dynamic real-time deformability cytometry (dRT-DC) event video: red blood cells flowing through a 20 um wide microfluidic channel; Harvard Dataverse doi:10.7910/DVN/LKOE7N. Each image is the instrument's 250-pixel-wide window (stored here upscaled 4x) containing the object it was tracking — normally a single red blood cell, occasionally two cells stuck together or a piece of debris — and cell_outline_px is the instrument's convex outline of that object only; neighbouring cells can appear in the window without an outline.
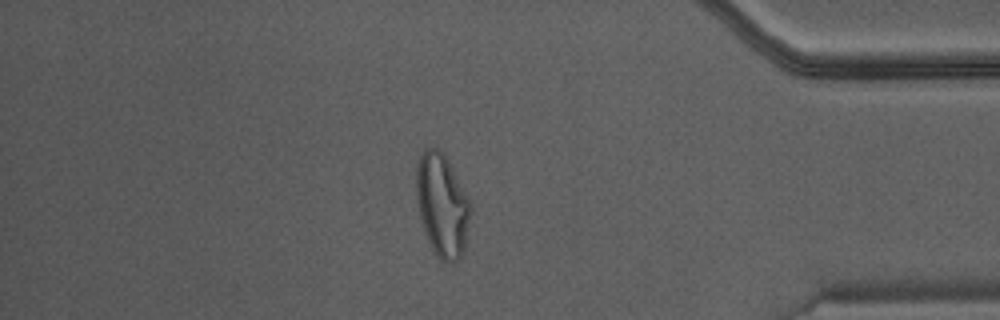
{"species": "Egyptian fruit bat (a non-hibernating species)", "species_latin": "Rousettus aegyptiacus", "temperature_condition": "warm", "stored_images_in_passage": 44, "camera_frame_rate_fps": 3000, "um_per_image_px": 0.085, "animal": {"sex": "male"}, "frame": {"image": 1, "passage_image": 38, "time_ms": 12.333, "image_size_px": [1000, 320], "cell_outline_px": [[472, 212], [464, 252], [460, 260], [452, 264], [440, 260], [436, 256], [428, 240], [416, 204], [416, 164], [424, 148], [440, 148], [444, 152], [468, 196], [472, 204]], "centroid_in_image_um": [37.61, 17.45], "position_along_channel_um": 397.6, "area_um2": 33.29}}